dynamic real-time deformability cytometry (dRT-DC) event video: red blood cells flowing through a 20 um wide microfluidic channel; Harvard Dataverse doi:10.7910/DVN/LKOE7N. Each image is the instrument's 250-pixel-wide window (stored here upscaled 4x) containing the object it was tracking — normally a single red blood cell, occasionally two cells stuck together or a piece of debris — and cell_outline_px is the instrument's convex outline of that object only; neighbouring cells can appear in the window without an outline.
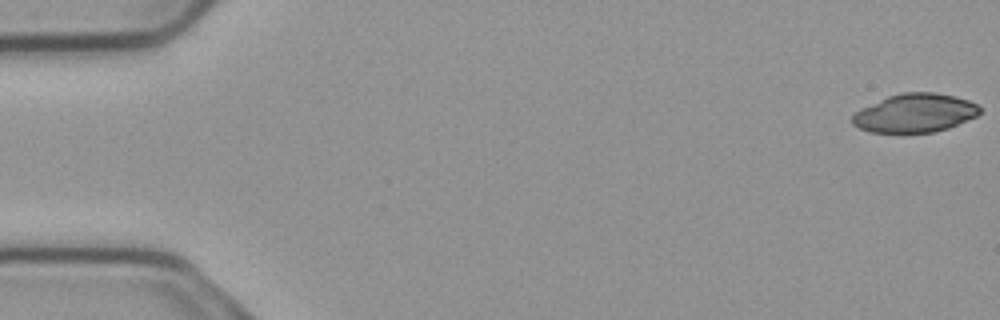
{"species": "common noctule bat (a hibernating species)", "species_latin": "Nyctalus noctula", "temperature_condition": "cold", "stored_images_in_passage": 55, "camera_frame_rate_fps": 3000, "um_per_image_px": 0.085, "animal": {"sex": "male", "body_mass_g": 23.1, "forearm_length_mm": 52.7}, "frame": {"image": 1, "passage_image": 1, "time_ms": 0.0, "image_size_px": [1000, 320], "cell_outline_px": [[980, 112], [976, 116], [948, 128], [932, 132], [868, 132], [852, 124], [852, 116], [860, 108], [888, 96], [900, 92], [932, 92], [952, 96], [968, 100], [976, 104], [980, 108]], "centroid_in_image_um": [77.73, 9.6], "position_along_channel_um": 7.3, "area_um2": 28.44}}